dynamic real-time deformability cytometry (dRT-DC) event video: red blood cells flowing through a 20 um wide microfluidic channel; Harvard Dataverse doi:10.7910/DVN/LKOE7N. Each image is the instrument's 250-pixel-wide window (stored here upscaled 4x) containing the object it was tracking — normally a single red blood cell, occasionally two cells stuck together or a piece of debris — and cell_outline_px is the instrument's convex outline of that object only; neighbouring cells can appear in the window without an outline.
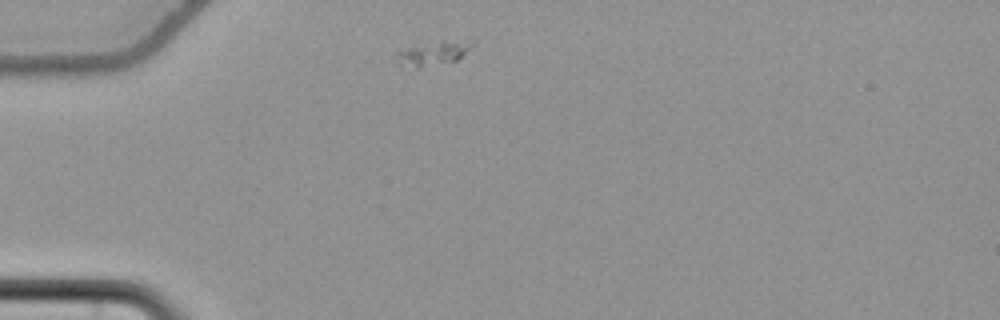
{"species": "common noctule bat (a hibernating species)", "species_latin": "Nyctalus noctula", "temperature_condition": "cold", "stored_images_in_passage": 36, "camera_frame_rate_fps": 3000, "um_per_image_px": 0.085, "animal": {"sex": "female", "body_mass_g": 22.7, "forearm_length_mm": 54.2}, "frame": {"image": 1, "passage_image": 1, "time_ms": 0.0, "image_size_px": [1000, 320], "cell_outline_px": [[476, 44], [456, 60], [416, 68], [400, 64], [396, 52], [408, 48], [440, 40], [476, 40]], "centroid_in_image_um": [36.92, 4.49], "position_along_channel_um": 48.1, "area_um2": 10.4}}
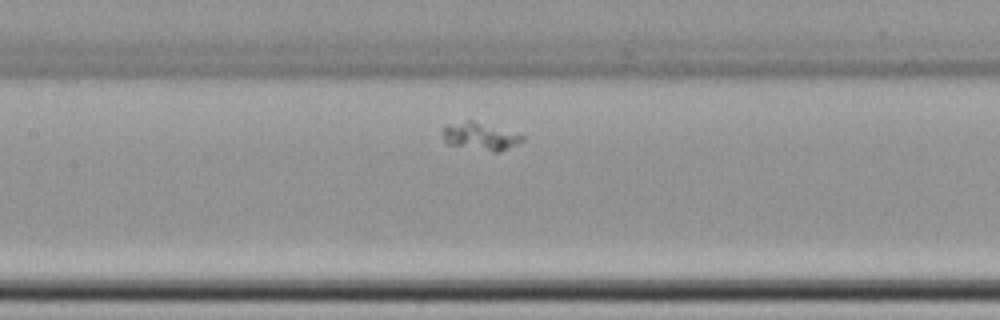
{"frame": {"image": 2, "passage_image": 13, "time_ms": 4.0, "image_size_px": [1000, 320], "cell_outline_px": [[524, 140], [500, 152], [492, 152], [448, 144], [444, 140], [440, 132], [448, 124], [468, 120], [472, 120], [524, 136]], "centroid_in_image_um": [40.77, 11.6], "position_along_channel_um": 166.6, "area_um2": 12.6}}
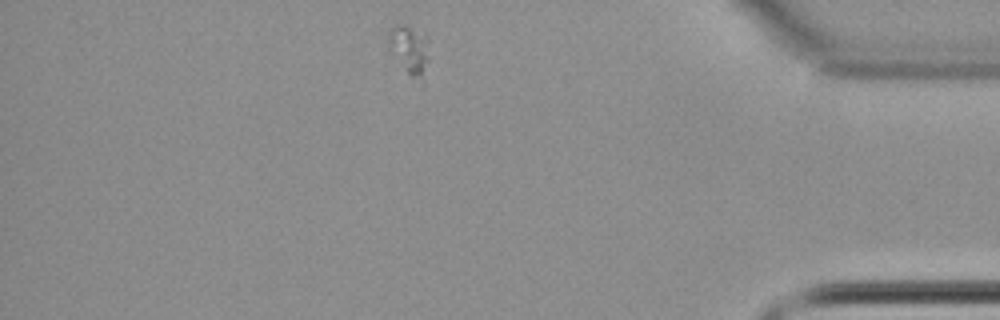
{"frame": {"image": 3, "passage_image": 36, "time_ms": 11.667, "image_size_px": [1000, 320], "cell_outline_px": [[428, 60], [420, 76], [412, 76], [404, 68], [388, 48], [388, 32], [396, 24], [404, 24], [424, 32], [428, 36]], "centroid_in_image_um": [34.78, 4.07], "position_along_channel_um": 400.4, "area_um2": 11.16}}